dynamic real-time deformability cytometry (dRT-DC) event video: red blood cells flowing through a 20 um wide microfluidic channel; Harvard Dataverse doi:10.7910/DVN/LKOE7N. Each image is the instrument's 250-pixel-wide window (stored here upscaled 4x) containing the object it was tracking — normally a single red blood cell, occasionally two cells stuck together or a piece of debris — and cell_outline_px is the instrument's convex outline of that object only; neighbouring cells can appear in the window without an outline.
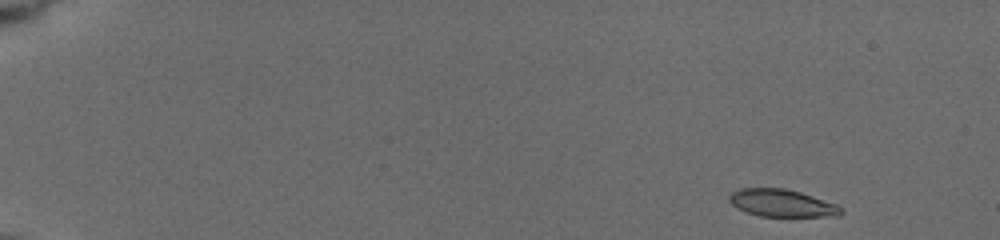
{"species": "common noctule bat (a hibernating species)", "species_latin": "Nyctalus noctula", "temperature_condition": "cold", "stored_images_in_passage": 30, "camera_frame_rate_fps": 3000, "um_per_image_px": 0.085, "animal": {"sex": "female", "body_mass_g": 19.5, "forearm_length_mm": 54.1}, "frame": {"image": 1, "passage_image": 1, "time_ms": 0.0, "image_size_px": [1000, 240], "cell_outline_px": [[844, 212], [840, 216], [760, 216], [736, 208], [728, 200], [728, 196], [732, 192], [740, 188], [784, 188], [800, 192], [836, 204], [844, 208]], "centroid_in_image_um": [66.47, 17.26], "position_along_channel_um": 18.5, "area_um2": 17.86}}
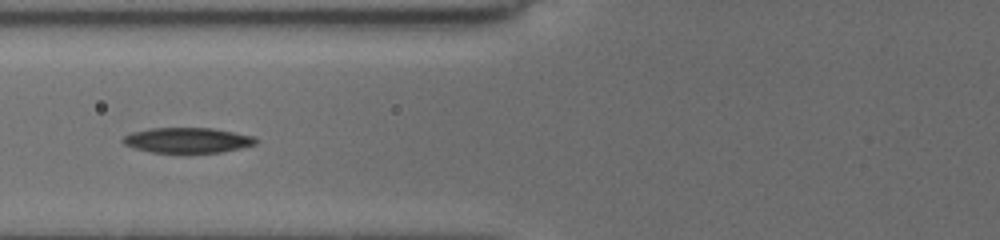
{"frame": {"image": 2, "passage_image": 18, "time_ms": 6.333, "image_size_px": [1000, 240], "cell_outline_px": [[260, 140], [256, 144], [224, 152], [184, 156], [148, 152], [124, 144], [120, 140], [124, 136], [132, 132], [148, 128], [212, 128], [252, 136]], "centroid_in_image_um": [15.91, 11.97], "position_along_channel_um": 109.9, "area_um2": 20.58}}
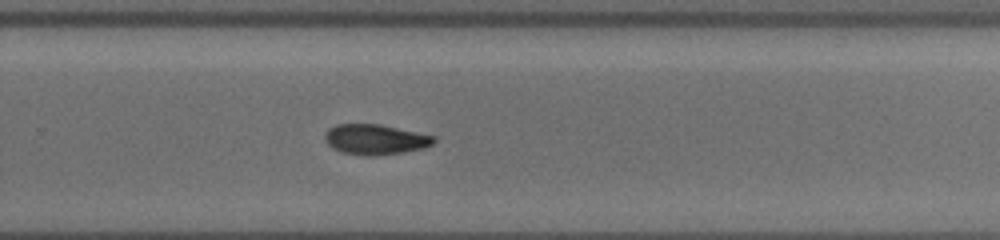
{"frame": {"image": 3, "passage_image": 30, "time_ms": 11.333, "image_size_px": [1000, 240], "cell_outline_px": [[436, 140], [432, 144], [424, 148], [400, 152], [372, 156], [368, 156], [340, 152], [332, 148], [324, 140], [324, 136], [328, 128], [336, 124], [380, 124], [436, 136]], "centroid_in_image_um": [31.87, 11.84], "position_along_channel_um": 297.9, "area_um2": 19.25}}